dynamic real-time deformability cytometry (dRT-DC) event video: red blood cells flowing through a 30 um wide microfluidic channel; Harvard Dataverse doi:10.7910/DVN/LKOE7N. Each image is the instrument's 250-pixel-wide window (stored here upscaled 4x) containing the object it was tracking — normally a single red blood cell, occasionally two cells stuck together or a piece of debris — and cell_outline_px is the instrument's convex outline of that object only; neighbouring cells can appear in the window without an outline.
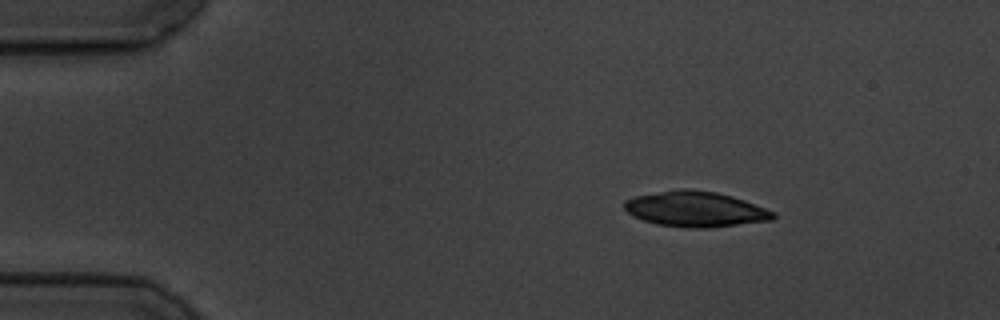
{"species": "common noctule bat (a hibernating species)", "species_latin": "Nyctalus noctula", "temperature_condition": "cold", "stored_images_in_passage": 4, "camera_frame_rate_fps": 3000, "um_per_image_px": 0.085, "animal": {"sex": "male", "body_mass_g": 19.5, "forearm_length_mm": 54.6}, "frame": {"image": 1, "passage_image": 1, "time_ms": 0.0, "image_size_px": [1000, 320], "cell_outline_px": [[776, 216], [772, 220], [708, 228], [684, 228], [656, 224], [644, 220], [628, 212], [624, 208], [624, 200], [636, 196], [680, 188], [688, 188], [716, 192], [732, 196], [744, 200], [776, 212]], "centroid_in_image_um": [59.13, 17.77], "position_along_channel_um": 25.9, "area_um2": 30.69}}